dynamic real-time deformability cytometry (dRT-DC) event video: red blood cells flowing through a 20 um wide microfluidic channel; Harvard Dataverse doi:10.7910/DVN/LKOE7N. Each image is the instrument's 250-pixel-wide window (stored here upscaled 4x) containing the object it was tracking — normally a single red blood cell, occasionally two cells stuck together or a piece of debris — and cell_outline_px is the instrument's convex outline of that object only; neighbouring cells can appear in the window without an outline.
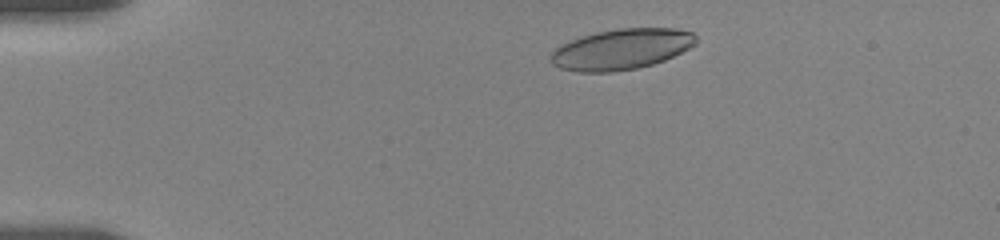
{"species": "human", "species_latin": "Homo sapiens", "temperature_condition": "room temperature", "stored_images_in_passage": 32, "camera_frame_rate_fps": 3000, "um_per_image_px": 0.085, "donor": {"sex": "female"}, "frame": {"image": 1, "passage_image": 4, "time_ms": 1.333, "image_size_px": [1000, 240], "cell_outline_px": [[696, 44], [664, 60], [652, 64], [636, 68], [612, 72], [580, 72], [560, 68], [552, 64], [552, 52], [556, 48], [580, 36], [596, 32], [620, 28], [676, 28], [692, 32], [696, 36]], "centroid_in_image_um": [52.83, 4.18], "position_along_channel_um": 32.2, "area_um2": 34.1}}
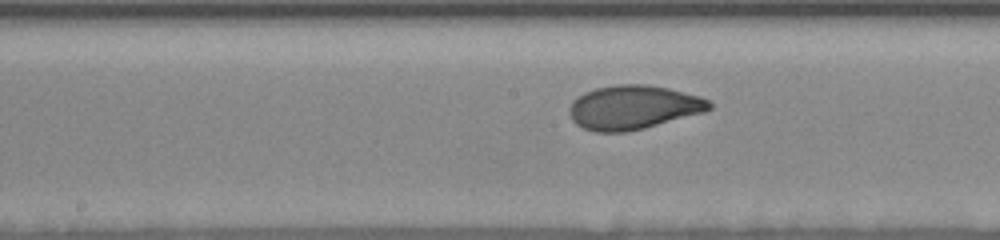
{"frame": {"image": 2, "passage_image": 17, "time_ms": 7.667, "image_size_px": [1000, 240], "cell_outline_px": [[712, 108], [704, 112], [644, 128], [628, 132], [596, 132], [584, 128], [576, 124], [572, 120], [568, 112], [568, 108], [572, 100], [584, 92], [596, 88], [616, 84], [644, 84], [668, 88], [700, 96], [708, 100], [712, 104]], "centroid_in_image_um": [53.8, 9.12], "position_along_channel_um": 194.4, "area_um2": 36.01}}
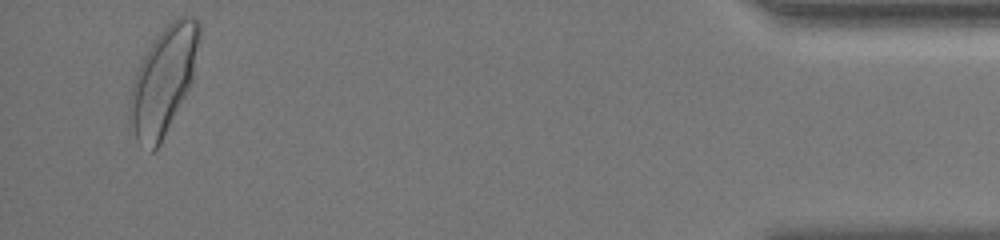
{"frame": {"image": 3, "passage_image": 31, "time_ms": 16.0, "image_size_px": [1000, 240], "cell_outline_px": [[200, 36], [192, 76], [188, 88], [160, 144], [152, 152], [136, 140], [128, 116], [132, 84], [136, 72], [148, 48], [156, 36], [176, 16], [196, 16], [200, 20]], "centroid_in_image_um": [13.89, 6.8], "position_along_channel_um": 421.3, "area_um2": 42.54}, "authors_computed_cell_mechanics": {"area_um2": 35.2869, "velocity_mm_per_s": 3.5318, "shape_relaxation_time_tau1_ms": 3.2244, "shape_relaxation_time_tau2_ms": 0.8353, "deformation_change_tau1": 0.1433, "deformation_change_tau2": 0.0534}}